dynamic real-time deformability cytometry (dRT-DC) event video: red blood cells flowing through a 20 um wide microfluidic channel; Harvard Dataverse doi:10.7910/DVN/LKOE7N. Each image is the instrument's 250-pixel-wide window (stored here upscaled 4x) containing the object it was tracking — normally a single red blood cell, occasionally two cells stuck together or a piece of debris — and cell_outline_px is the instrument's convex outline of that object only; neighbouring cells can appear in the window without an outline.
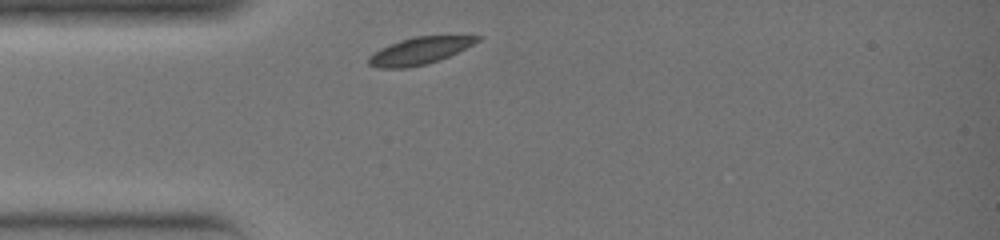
{"species": "common noctule bat (a hibernating species)", "species_latin": "Nyctalus noctula", "temperature_condition": "warm", "stored_images_in_passage": 22, "camera_frame_rate_fps": 3000, "um_per_image_px": 0.085, "animal": {"sex": "female", "body_mass_g": 19.0, "forearm_length_mm": 51.5}, "frame": {"image": 1, "passage_image": 1, "time_ms": 0.0, "image_size_px": [1000, 240], "cell_outline_px": [[484, 36], [480, 40], [440, 60], [428, 64], [404, 68], [376, 68], [368, 64], [368, 56], [380, 48], [400, 40], [416, 36]], "centroid_in_image_um": [35.61, 4.33], "position_along_channel_um": 49.4, "area_um2": 16.99}}
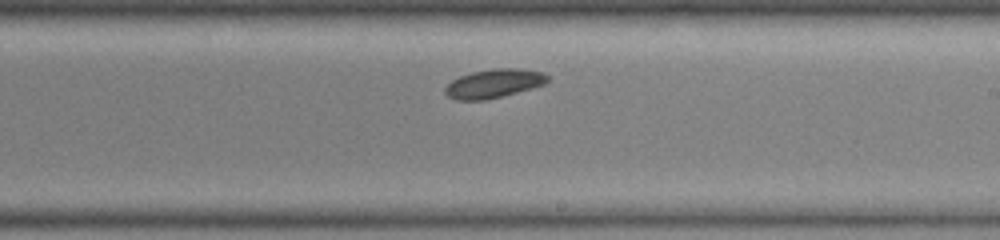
{"frame": {"image": 2, "passage_image": 13, "time_ms": 4.0, "image_size_px": [1000, 240], "cell_outline_px": [[548, 80], [544, 84], [516, 92], [484, 100], [456, 100], [448, 96], [444, 92], [444, 88], [452, 80], [460, 76], [472, 72], [492, 68], [520, 68], [544, 72], [548, 76]], "centroid_in_image_um": [41.96, 7.08], "position_along_channel_um": 247.0, "area_um2": 17.05}}
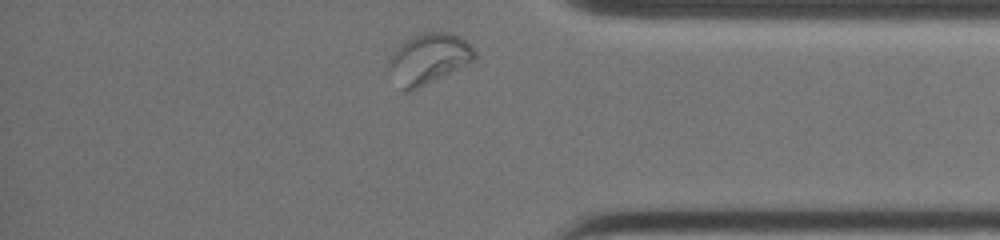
{"frame": {"image": 3, "passage_image": 22, "time_ms": 7.0, "image_size_px": [1000, 240], "cell_outline_px": [[476, 60], [412, 92], [404, 92], [388, 72], [388, 60], [392, 52], [404, 40], [420, 32], [452, 32], [460, 36], [472, 44], [476, 52]], "centroid_in_image_um": [36.43, 4.99], "position_along_channel_um": 398.8, "area_um2": 25.95}}